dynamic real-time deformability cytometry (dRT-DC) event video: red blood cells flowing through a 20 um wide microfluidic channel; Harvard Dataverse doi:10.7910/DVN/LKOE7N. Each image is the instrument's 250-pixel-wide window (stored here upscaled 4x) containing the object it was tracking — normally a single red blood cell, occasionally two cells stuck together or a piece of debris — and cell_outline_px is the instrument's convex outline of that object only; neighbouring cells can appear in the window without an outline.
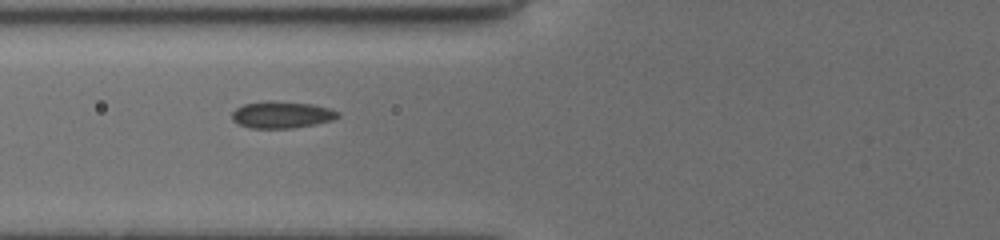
{"species": "common noctule bat (a hibernating species)", "species_latin": "Nyctalus noctula", "temperature_condition": "cold", "stored_images_in_passage": 25, "camera_frame_rate_fps": 3000, "um_per_image_px": 0.085, "animal": {"sex": "female", "body_mass_g": 19.5, "forearm_length_mm": 54.1}, "frame": {"image": 1, "passage_image": 15, "time_ms": 9.333, "image_size_px": [1000, 240], "cell_outline_px": [[340, 116], [332, 120], [316, 124], [292, 128], [248, 128], [232, 120], [232, 112], [236, 108], [244, 104], [268, 100], [272, 100], [312, 104], [328, 108], [340, 112]], "centroid_in_image_um": [23.94, 9.75], "position_along_channel_um": 101.9, "area_um2": 16.65}}
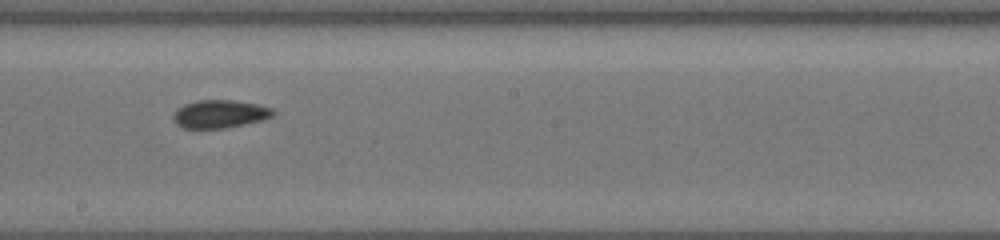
{"frame": {"image": 2, "passage_image": 18, "time_ms": 12.667, "image_size_px": [1000, 240], "cell_outline_px": [[276, 112], [272, 116], [264, 120], [224, 128], [184, 128], [176, 124], [172, 120], [172, 112], [176, 108], [184, 104], [196, 100], [232, 100], [260, 104], [272, 108]], "centroid_in_image_um": [18.66, 9.68], "position_along_channel_um": 229.5, "area_um2": 16.59}}
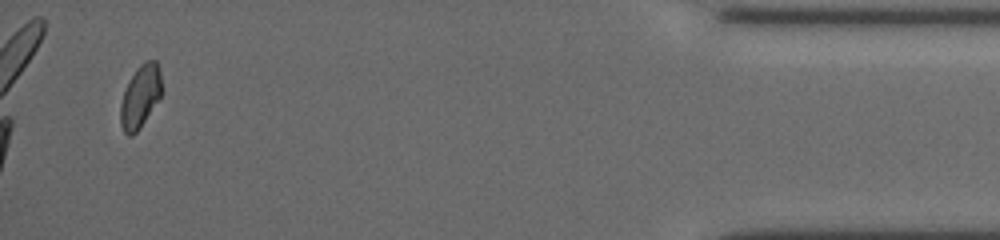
{"frame": {"image": 3, "passage_image": 25, "time_ms": 19.333, "image_size_px": [1000, 240], "cell_outline_px": [[164, 92], [140, 128], [132, 136], [128, 136], [124, 132], [120, 124], [120, 104], [124, 92], [136, 68], [144, 60], [156, 60], [160, 72]], "centroid_in_image_um": [11.95, 8.2], "position_along_channel_um": 423.2, "area_um2": 15.26}, "authors_computed_cell_mechanics": {"area_um2": 15.2592, "velocity_mm_per_s": 3.8099, "shape_relaxation_time_tau1_ms": null, "shape_relaxation_time_tau2_ms": 5.4667, "deformation_change_tau1": null, "deformation_change_tau2": 0.0903}}